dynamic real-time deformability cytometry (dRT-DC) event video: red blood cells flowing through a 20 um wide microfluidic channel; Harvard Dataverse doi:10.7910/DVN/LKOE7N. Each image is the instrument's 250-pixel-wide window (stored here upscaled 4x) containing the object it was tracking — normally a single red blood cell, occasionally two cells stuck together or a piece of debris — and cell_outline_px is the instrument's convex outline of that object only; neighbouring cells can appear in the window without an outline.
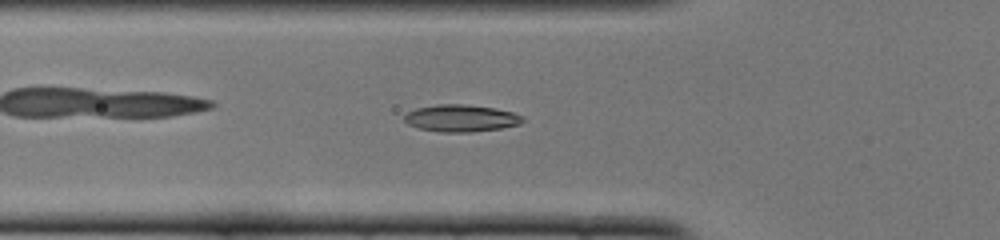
{"species": "common noctule bat (a hibernating species)", "species_latin": "Nyctalus noctula", "temperature_condition": "cold", "stored_images_in_passage": 44, "camera_frame_rate_fps": 3000, "um_per_image_px": 0.085, "animal": {"sex": "female", "body_mass_g": 22.0, "forearm_length_mm": 56.7}, "frame": {"image": 1, "passage_image": 16, "time_ms": 5.0, "image_size_px": [1000, 240], "cell_outline_px": [[524, 120], [520, 124], [500, 128], [472, 132], [440, 132], [416, 128], [408, 124], [404, 120], [404, 116], [408, 112], [416, 108], [436, 104], [460, 104], [496, 108], [512, 112], [524, 116]], "centroid_in_image_um": [39.17, 10.05], "position_along_channel_um": 86.6, "area_um2": 18.73}}
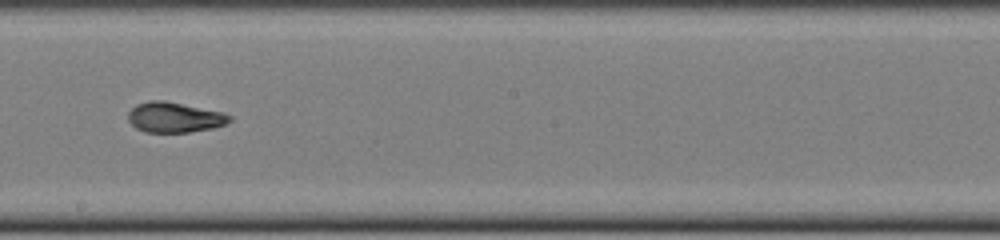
{"frame": {"image": 2, "passage_image": 27, "time_ms": 8.667, "image_size_px": [1000, 240], "cell_outline_px": [[232, 120], [224, 124], [212, 128], [188, 132], [144, 132], [136, 128], [128, 120], [128, 112], [136, 104], [152, 100], [164, 100], [220, 112], [232, 116]], "centroid_in_image_um": [14.79, 9.97], "position_along_channel_um": 233.4, "area_um2": 17.69}}
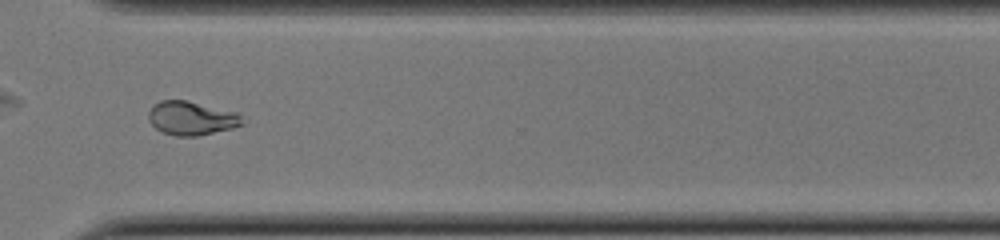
{"frame": {"image": 3, "passage_image": 36, "time_ms": 11.667, "image_size_px": [1000, 240], "cell_outline_px": [[244, 124], [232, 128], [196, 136], [176, 136], [160, 132], [148, 120], [148, 112], [160, 100], [188, 100], [236, 112], [240, 116]], "centroid_in_image_um": [16.25, 10.05], "position_along_channel_um": 354.3, "area_um2": 18.38}}